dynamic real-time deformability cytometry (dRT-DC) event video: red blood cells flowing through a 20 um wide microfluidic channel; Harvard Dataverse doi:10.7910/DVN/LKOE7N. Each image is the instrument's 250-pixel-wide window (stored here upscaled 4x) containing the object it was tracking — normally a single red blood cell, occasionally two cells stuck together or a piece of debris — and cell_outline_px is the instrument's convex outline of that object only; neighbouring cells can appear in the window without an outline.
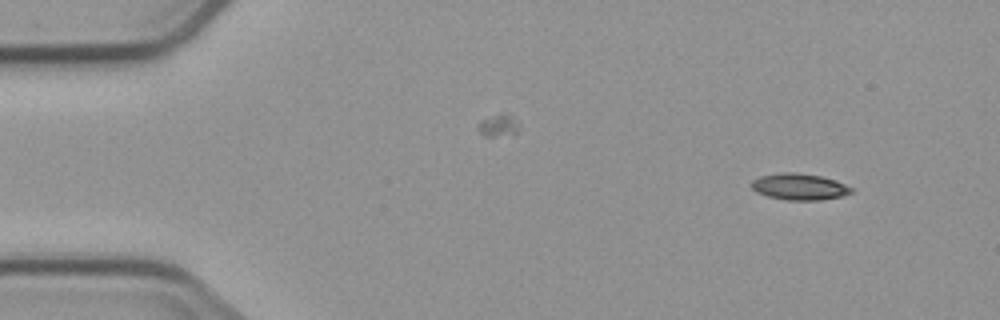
{"species": "common noctule bat (a hibernating species)", "species_latin": "Nyctalus noctula", "temperature_condition": "cold", "stored_images_in_passage": 5, "segment_of_instrument_passage": [1, 2], "camera_frame_rate_fps": 3000, "um_per_image_px": 0.085, "animal": {"sex": "male", "body_mass_g": 23.1, "forearm_length_mm": 52.7}, "frame": {"image": 1, "passage_image": 1, "time_ms": 0.0, "image_size_px": [1000, 320], "cell_outline_px": [[852, 192], [840, 196], [820, 200], [788, 200], [768, 196], [756, 192], [752, 188], [752, 180], [760, 176], [784, 172], [796, 172], [820, 176], [844, 184], [852, 188]], "centroid_in_image_um": [67.91, 15.87], "position_along_channel_um": 17.1, "area_um2": 15.09}}
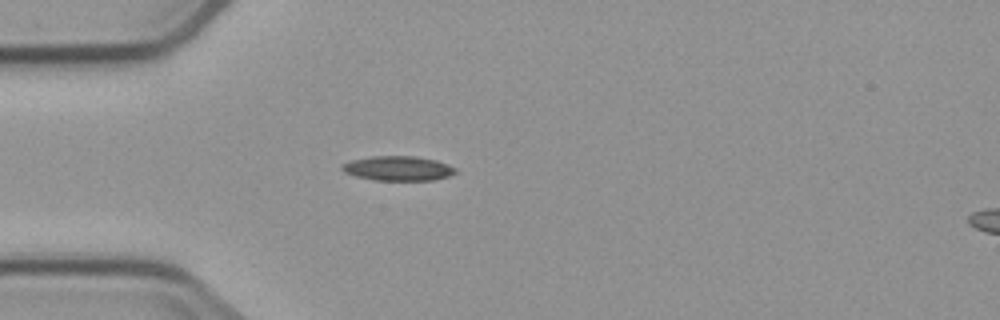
{"frame": {"image": 2, "passage_image": 4, "time_ms": 3.333, "image_size_px": [1000, 320], "cell_outline_px": [[456, 172], [448, 176], [432, 180], [376, 180], [356, 176], [344, 172], [340, 168], [340, 164], [352, 160], [372, 156], [416, 156], [436, 160], [448, 164], [456, 168]], "centroid_in_image_um": [33.82, 14.3], "position_along_channel_um": 51.2, "area_um2": 16.24}}